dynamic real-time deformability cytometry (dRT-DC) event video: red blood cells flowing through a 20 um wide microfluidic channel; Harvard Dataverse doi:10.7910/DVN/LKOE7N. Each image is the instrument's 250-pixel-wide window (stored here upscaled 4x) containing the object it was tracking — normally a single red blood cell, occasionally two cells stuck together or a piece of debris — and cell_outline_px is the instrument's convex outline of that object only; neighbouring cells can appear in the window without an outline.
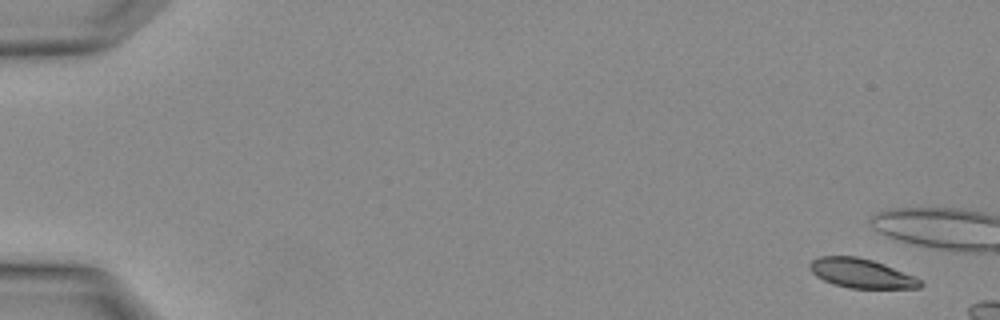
{"species": "Egyptian fruit bat (a non-hibernating species)", "species_latin": "Rousettus aegyptiacus", "temperature_condition": "warm", "stored_images_in_passage": 3, "camera_frame_rate_fps": 3000, "um_per_image_px": 0.085, "animal": {"sex": "female"}, "frame": {"image": 1, "passage_image": 1, "time_ms": 0.0, "image_size_px": [1000, 320], "cell_outline_px": [[924, 284], [920, 288], [848, 288], [832, 284], [816, 276], [812, 272], [808, 264], [812, 260], [820, 256], [856, 256], [872, 260], [884, 264], [916, 276]], "centroid_in_image_um": [73.22, 23.23], "position_along_channel_um": 11.8, "area_um2": 18.96}}